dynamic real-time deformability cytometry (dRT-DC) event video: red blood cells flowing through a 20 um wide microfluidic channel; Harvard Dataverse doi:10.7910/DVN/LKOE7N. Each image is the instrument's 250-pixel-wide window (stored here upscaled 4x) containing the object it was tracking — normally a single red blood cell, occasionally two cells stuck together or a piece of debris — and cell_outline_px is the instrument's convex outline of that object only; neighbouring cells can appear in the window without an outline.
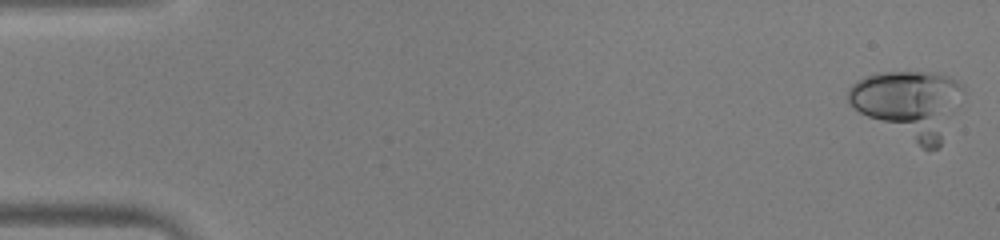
{"species": "human", "species_latin": "Homo sapiens", "temperature_condition": "warm", "stored_images_in_passage": 10, "camera_frame_rate_fps": 3000, "um_per_image_px": 0.085, "donor": {"sex": "male"}, "frame": {"image": 1, "passage_image": 1, "time_ms": 0.0, "image_size_px": [1000, 240], "cell_outline_px": [[964, 92], [940, 144], [936, 148], [924, 148], [860, 112], [848, 100], [848, 88], [856, 80], [864, 76], [880, 72], [936, 72], [948, 76], [964, 84]], "centroid_in_image_um": [77.29, 8.77], "position_along_channel_um": 7.7, "area_um2": 44.1}}